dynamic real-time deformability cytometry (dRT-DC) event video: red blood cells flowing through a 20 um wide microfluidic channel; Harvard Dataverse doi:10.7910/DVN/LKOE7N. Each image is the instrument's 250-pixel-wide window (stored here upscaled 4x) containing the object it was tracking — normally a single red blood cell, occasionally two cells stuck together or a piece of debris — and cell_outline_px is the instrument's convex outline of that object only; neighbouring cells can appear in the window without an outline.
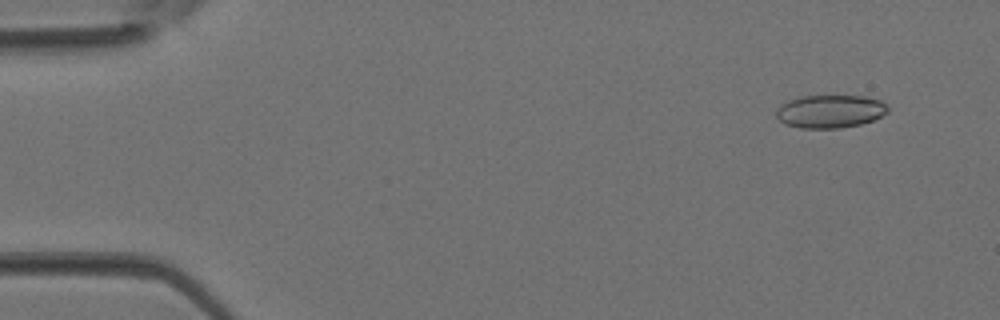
{"species": "Egyptian fruit bat (a non-hibernating species)", "species_latin": "Rousettus aegyptiacus", "temperature_condition": "room temperature", "stored_images_in_passage": 3, "camera_frame_rate_fps": 3000, "um_per_image_px": 0.085, "animal": {"sex": "female"}, "frame": {"image": 1, "passage_image": 1, "time_ms": 0.0, "image_size_px": [1000, 320], "cell_outline_px": [[888, 112], [872, 120], [860, 124], [840, 128], [800, 128], [784, 124], [776, 116], [776, 108], [780, 104], [788, 100], [800, 96], [864, 96], [880, 100], [888, 104]], "centroid_in_image_um": [70.54, 9.46], "position_along_channel_um": 14.5, "area_um2": 21.62}}
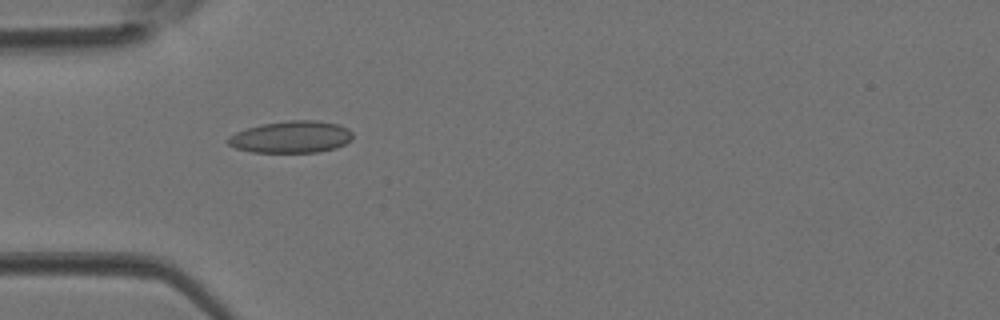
{"frame": {"image": 2, "passage_image": 3, "time_ms": 0.667, "image_size_px": [1000, 320], "cell_outline_px": [[352, 136], [344, 144], [336, 148], [316, 152], [252, 152], [236, 148], [228, 144], [224, 140], [228, 136], [236, 132], [248, 128], [264, 124], [288, 120], [316, 120], [336, 124], [348, 128], [352, 132]], "centroid_in_image_um": [24.72, 11.64], "position_along_channel_um": 60.3, "area_um2": 23.06}}